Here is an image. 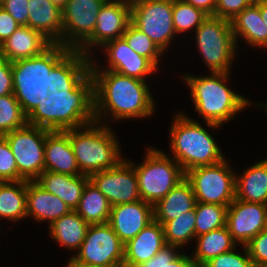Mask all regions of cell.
Returning <instances> with one entry per match:
<instances>
[{"mask_svg":"<svg viewBox=\"0 0 267 267\" xmlns=\"http://www.w3.org/2000/svg\"><path fill=\"white\" fill-rule=\"evenodd\" d=\"M231 26L236 44L239 37H242L248 45L267 49L266 25L260 14L259 2L246 7L233 18Z\"/></svg>","mask_w":267,"mask_h":267,"instance_id":"4316f807","label":"cell"},{"mask_svg":"<svg viewBox=\"0 0 267 267\" xmlns=\"http://www.w3.org/2000/svg\"><path fill=\"white\" fill-rule=\"evenodd\" d=\"M124 245L109 223L91 224L80 249L71 257L90 265L123 267Z\"/></svg>","mask_w":267,"mask_h":267,"instance_id":"7c38bea8","label":"cell"},{"mask_svg":"<svg viewBox=\"0 0 267 267\" xmlns=\"http://www.w3.org/2000/svg\"><path fill=\"white\" fill-rule=\"evenodd\" d=\"M138 267H164V247L153 258Z\"/></svg>","mask_w":267,"mask_h":267,"instance_id":"bcb514c9","label":"cell"},{"mask_svg":"<svg viewBox=\"0 0 267 267\" xmlns=\"http://www.w3.org/2000/svg\"><path fill=\"white\" fill-rule=\"evenodd\" d=\"M131 22V0H106L97 16L92 36L78 49L88 57L91 47L122 37ZM98 45V46H97Z\"/></svg>","mask_w":267,"mask_h":267,"instance_id":"9a60e30c","label":"cell"},{"mask_svg":"<svg viewBox=\"0 0 267 267\" xmlns=\"http://www.w3.org/2000/svg\"><path fill=\"white\" fill-rule=\"evenodd\" d=\"M92 183L107 198L111 207L141 200L133 165L123 159L116 167L92 174Z\"/></svg>","mask_w":267,"mask_h":267,"instance_id":"5bb4252c","label":"cell"},{"mask_svg":"<svg viewBox=\"0 0 267 267\" xmlns=\"http://www.w3.org/2000/svg\"><path fill=\"white\" fill-rule=\"evenodd\" d=\"M91 60L71 50L44 78L43 102L27 116V124L65 131L95 122Z\"/></svg>","mask_w":267,"mask_h":267,"instance_id":"6da1fadb","label":"cell"},{"mask_svg":"<svg viewBox=\"0 0 267 267\" xmlns=\"http://www.w3.org/2000/svg\"><path fill=\"white\" fill-rule=\"evenodd\" d=\"M106 51L107 69L113 72L146 81V76L158 71L157 67L148 59L135 51L127 44L123 37L105 43L102 47Z\"/></svg>","mask_w":267,"mask_h":267,"instance_id":"e0dca14e","label":"cell"},{"mask_svg":"<svg viewBox=\"0 0 267 267\" xmlns=\"http://www.w3.org/2000/svg\"><path fill=\"white\" fill-rule=\"evenodd\" d=\"M197 48L210 73H228L236 56L231 21L208 16L195 30Z\"/></svg>","mask_w":267,"mask_h":267,"instance_id":"ba28073f","label":"cell"},{"mask_svg":"<svg viewBox=\"0 0 267 267\" xmlns=\"http://www.w3.org/2000/svg\"><path fill=\"white\" fill-rule=\"evenodd\" d=\"M13 94V75L11 62L0 54V97Z\"/></svg>","mask_w":267,"mask_h":267,"instance_id":"7bdbcfd3","label":"cell"},{"mask_svg":"<svg viewBox=\"0 0 267 267\" xmlns=\"http://www.w3.org/2000/svg\"><path fill=\"white\" fill-rule=\"evenodd\" d=\"M243 254L232 251L218 255L206 262L202 267H254L248 250L243 245Z\"/></svg>","mask_w":267,"mask_h":267,"instance_id":"74e56055","label":"cell"},{"mask_svg":"<svg viewBox=\"0 0 267 267\" xmlns=\"http://www.w3.org/2000/svg\"><path fill=\"white\" fill-rule=\"evenodd\" d=\"M88 227L89 224L75 210H71L49 225V234L55 242L77 252Z\"/></svg>","mask_w":267,"mask_h":267,"instance_id":"83f0119b","label":"cell"},{"mask_svg":"<svg viewBox=\"0 0 267 267\" xmlns=\"http://www.w3.org/2000/svg\"><path fill=\"white\" fill-rule=\"evenodd\" d=\"M195 219L194 209L183 213L174 220L168 221L163 226L166 244L182 248L181 246L193 240L196 237Z\"/></svg>","mask_w":267,"mask_h":267,"instance_id":"1f68e13d","label":"cell"},{"mask_svg":"<svg viewBox=\"0 0 267 267\" xmlns=\"http://www.w3.org/2000/svg\"><path fill=\"white\" fill-rule=\"evenodd\" d=\"M44 171L82 175L69 141L68 130L47 131L44 149Z\"/></svg>","mask_w":267,"mask_h":267,"instance_id":"ffe728a7","label":"cell"},{"mask_svg":"<svg viewBox=\"0 0 267 267\" xmlns=\"http://www.w3.org/2000/svg\"><path fill=\"white\" fill-rule=\"evenodd\" d=\"M245 246L254 267H267V231L262 230Z\"/></svg>","mask_w":267,"mask_h":267,"instance_id":"f35d334b","label":"cell"},{"mask_svg":"<svg viewBox=\"0 0 267 267\" xmlns=\"http://www.w3.org/2000/svg\"><path fill=\"white\" fill-rule=\"evenodd\" d=\"M173 25L176 34L197 29L198 26L209 16L203 10L183 0H173Z\"/></svg>","mask_w":267,"mask_h":267,"instance_id":"e575fe53","label":"cell"},{"mask_svg":"<svg viewBox=\"0 0 267 267\" xmlns=\"http://www.w3.org/2000/svg\"><path fill=\"white\" fill-rule=\"evenodd\" d=\"M228 206L197 202L195 206L196 237L226 226Z\"/></svg>","mask_w":267,"mask_h":267,"instance_id":"d6a6232c","label":"cell"},{"mask_svg":"<svg viewBox=\"0 0 267 267\" xmlns=\"http://www.w3.org/2000/svg\"><path fill=\"white\" fill-rule=\"evenodd\" d=\"M260 1H267V0H253L254 3L260 2Z\"/></svg>","mask_w":267,"mask_h":267,"instance_id":"f5cc1de1","label":"cell"},{"mask_svg":"<svg viewBox=\"0 0 267 267\" xmlns=\"http://www.w3.org/2000/svg\"><path fill=\"white\" fill-rule=\"evenodd\" d=\"M27 192V217H33L38 221H54L68 214L71 209L56 195L47 192L36 181L26 180Z\"/></svg>","mask_w":267,"mask_h":267,"instance_id":"7402d4cb","label":"cell"},{"mask_svg":"<svg viewBox=\"0 0 267 267\" xmlns=\"http://www.w3.org/2000/svg\"><path fill=\"white\" fill-rule=\"evenodd\" d=\"M106 0H68L62 9V46L78 50L93 34Z\"/></svg>","mask_w":267,"mask_h":267,"instance_id":"4fadbf2b","label":"cell"},{"mask_svg":"<svg viewBox=\"0 0 267 267\" xmlns=\"http://www.w3.org/2000/svg\"><path fill=\"white\" fill-rule=\"evenodd\" d=\"M47 129L26 124L3 135L15 157L18 173L35 181L44 172V149Z\"/></svg>","mask_w":267,"mask_h":267,"instance_id":"8fae6325","label":"cell"},{"mask_svg":"<svg viewBox=\"0 0 267 267\" xmlns=\"http://www.w3.org/2000/svg\"><path fill=\"white\" fill-rule=\"evenodd\" d=\"M236 176L235 198L267 204V158Z\"/></svg>","mask_w":267,"mask_h":267,"instance_id":"484cf974","label":"cell"},{"mask_svg":"<svg viewBox=\"0 0 267 267\" xmlns=\"http://www.w3.org/2000/svg\"><path fill=\"white\" fill-rule=\"evenodd\" d=\"M89 180V176L86 175L73 176L44 171L35 181L47 192L64 201L71 210H76Z\"/></svg>","mask_w":267,"mask_h":267,"instance_id":"d4e9b609","label":"cell"},{"mask_svg":"<svg viewBox=\"0 0 267 267\" xmlns=\"http://www.w3.org/2000/svg\"><path fill=\"white\" fill-rule=\"evenodd\" d=\"M70 51L52 43L37 56L11 62L13 94L26 116L43 102L44 78Z\"/></svg>","mask_w":267,"mask_h":267,"instance_id":"8992f818","label":"cell"},{"mask_svg":"<svg viewBox=\"0 0 267 267\" xmlns=\"http://www.w3.org/2000/svg\"><path fill=\"white\" fill-rule=\"evenodd\" d=\"M196 203L193 188L185 178L153 205L154 220L164 226L168 221L194 210Z\"/></svg>","mask_w":267,"mask_h":267,"instance_id":"cb8c5ba5","label":"cell"},{"mask_svg":"<svg viewBox=\"0 0 267 267\" xmlns=\"http://www.w3.org/2000/svg\"><path fill=\"white\" fill-rule=\"evenodd\" d=\"M236 175L226 158L217 164L198 166L185 172L197 202L225 206L235 199Z\"/></svg>","mask_w":267,"mask_h":267,"instance_id":"9c48e42d","label":"cell"},{"mask_svg":"<svg viewBox=\"0 0 267 267\" xmlns=\"http://www.w3.org/2000/svg\"><path fill=\"white\" fill-rule=\"evenodd\" d=\"M25 180L19 173L15 157L4 136H0V182Z\"/></svg>","mask_w":267,"mask_h":267,"instance_id":"8d00e7d4","label":"cell"},{"mask_svg":"<svg viewBox=\"0 0 267 267\" xmlns=\"http://www.w3.org/2000/svg\"><path fill=\"white\" fill-rule=\"evenodd\" d=\"M228 73H212L208 76H182L190 88L195 110L204 118L209 128L217 129L230 121L239 111L251 103L246 97L238 95L228 88Z\"/></svg>","mask_w":267,"mask_h":267,"instance_id":"3957f363","label":"cell"},{"mask_svg":"<svg viewBox=\"0 0 267 267\" xmlns=\"http://www.w3.org/2000/svg\"><path fill=\"white\" fill-rule=\"evenodd\" d=\"M26 180L0 182V218L13 222L27 218Z\"/></svg>","mask_w":267,"mask_h":267,"instance_id":"f546056e","label":"cell"},{"mask_svg":"<svg viewBox=\"0 0 267 267\" xmlns=\"http://www.w3.org/2000/svg\"><path fill=\"white\" fill-rule=\"evenodd\" d=\"M0 6L20 25H27L28 0H1Z\"/></svg>","mask_w":267,"mask_h":267,"instance_id":"b9f144b4","label":"cell"},{"mask_svg":"<svg viewBox=\"0 0 267 267\" xmlns=\"http://www.w3.org/2000/svg\"><path fill=\"white\" fill-rule=\"evenodd\" d=\"M253 3V0H217L214 16L231 21Z\"/></svg>","mask_w":267,"mask_h":267,"instance_id":"ab89813d","label":"cell"},{"mask_svg":"<svg viewBox=\"0 0 267 267\" xmlns=\"http://www.w3.org/2000/svg\"><path fill=\"white\" fill-rule=\"evenodd\" d=\"M94 62L91 60L90 73L94 81L96 122L105 121V116L109 115L117 121L146 118L153 114L155 101L146 81L102 70Z\"/></svg>","mask_w":267,"mask_h":267,"instance_id":"7a4b0ae2","label":"cell"},{"mask_svg":"<svg viewBox=\"0 0 267 267\" xmlns=\"http://www.w3.org/2000/svg\"><path fill=\"white\" fill-rule=\"evenodd\" d=\"M102 123L95 121L68 130L69 141L82 175L90 177L94 173L114 168L124 159L119 152L120 144L115 133L110 126Z\"/></svg>","mask_w":267,"mask_h":267,"instance_id":"277c9868","label":"cell"},{"mask_svg":"<svg viewBox=\"0 0 267 267\" xmlns=\"http://www.w3.org/2000/svg\"><path fill=\"white\" fill-rule=\"evenodd\" d=\"M195 8L203 10L209 16H214L217 0H183Z\"/></svg>","mask_w":267,"mask_h":267,"instance_id":"f6af8a7d","label":"cell"},{"mask_svg":"<svg viewBox=\"0 0 267 267\" xmlns=\"http://www.w3.org/2000/svg\"><path fill=\"white\" fill-rule=\"evenodd\" d=\"M172 10L173 0H131V22L163 53L176 35Z\"/></svg>","mask_w":267,"mask_h":267,"instance_id":"30bf717a","label":"cell"},{"mask_svg":"<svg viewBox=\"0 0 267 267\" xmlns=\"http://www.w3.org/2000/svg\"><path fill=\"white\" fill-rule=\"evenodd\" d=\"M259 9L261 17L266 25V33H267V1H260L259 2Z\"/></svg>","mask_w":267,"mask_h":267,"instance_id":"7dc6e473","label":"cell"},{"mask_svg":"<svg viewBox=\"0 0 267 267\" xmlns=\"http://www.w3.org/2000/svg\"><path fill=\"white\" fill-rule=\"evenodd\" d=\"M153 221V205L138 200L112 206L108 223L126 244Z\"/></svg>","mask_w":267,"mask_h":267,"instance_id":"ac0fdd59","label":"cell"},{"mask_svg":"<svg viewBox=\"0 0 267 267\" xmlns=\"http://www.w3.org/2000/svg\"><path fill=\"white\" fill-rule=\"evenodd\" d=\"M144 161L139 165L130 162L138 179L141 200L155 205L176 185L185 179L182 167L158 148L146 149Z\"/></svg>","mask_w":267,"mask_h":267,"instance_id":"52a82bcc","label":"cell"},{"mask_svg":"<svg viewBox=\"0 0 267 267\" xmlns=\"http://www.w3.org/2000/svg\"><path fill=\"white\" fill-rule=\"evenodd\" d=\"M170 128V148L173 159L184 172L206 165H214L225 157L214 138L197 121L177 113Z\"/></svg>","mask_w":267,"mask_h":267,"instance_id":"5b68a950","label":"cell"},{"mask_svg":"<svg viewBox=\"0 0 267 267\" xmlns=\"http://www.w3.org/2000/svg\"><path fill=\"white\" fill-rule=\"evenodd\" d=\"M20 26L15 19L0 6V45Z\"/></svg>","mask_w":267,"mask_h":267,"instance_id":"ee69618b","label":"cell"},{"mask_svg":"<svg viewBox=\"0 0 267 267\" xmlns=\"http://www.w3.org/2000/svg\"><path fill=\"white\" fill-rule=\"evenodd\" d=\"M257 107H261V108L263 107V108H265V110L267 111V104H266V105H264V104H263V105H262V104H261V105H260V104H258V106H257Z\"/></svg>","mask_w":267,"mask_h":267,"instance_id":"816d5d0a","label":"cell"},{"mask_svg":"<svg viewBox=\"0 0 267 267\" xmlns=\"http://www.w3.org/2000/svg\"><path fill=\"white\" fill-rule=\"evenodd\" d=\"M52 4L59 7L61 10L65 7L68 0H49Z\"/></svg>","mask_w":267,"mask_h":267,"instance_id":"681fc988","label":"cell"},{"mask_svg":"<svg viewBox=\"0 0 267 267\" xmlns=\"http://www.w3.org/2000/svg\"><path fill=\"white\" fill-rule=\"evenodd\" d=\"M122 37L130 48L139 55L148 58L157 68H159V58L164 54L140 29L132 22L129 23Z\"/></svg>","mask_w":267,"mask_h":267,"instance_id":"d590c367","label":"cell"},{"mask_svg":"<svg viewBox=\"0 0 267 267\" xmlns=\"http://www.w3.org/2000/svg\"><path fill=\"white\" fill-rule=\"evenodd\" d=\"M166 245L164 228L154 220L124 245L123 267H138Z\"/></svg>","mask_w":267,"mask_h":267,"instance_id":"d6986e66","label":"cell"},{"mask_svg":"<svg viewBox=\"0 0 267 267\" xmlns=\"http://www.w3.org/2000/svg\"><path fill=\"white\" fill-rule=\"evenodd\" d=\"M27 26L62 45V10L49 0H28Z\"/></svg>","mask_w":267,"mask_h":267,"instance_id":"603a6c76","label":"cell"},{"mask_svg":"<svg viewBox=\"0 0 267 267\" xmlns=\"http://www.w3.org/2000/svg\"><path fill=\"white\" fill-rule=\"evenodd\" d=\"M265 231H267V212H266V216H265V223H264V229Z\"/></svg>","mask_w":267,"mask_h":267,"instance_id":"f907efd6","label":"cell"},{"mask_svg":"<svg viewBox=\"0 0 267 267\" xmlns=\"http://www.w3.org/2000/svg\"><path fill=\"white\" fill-rule=\"evenodd\" d=\"M89 225L109 222L111 205L107 198L89 180L75 210Z\"/></svg>","mask_w":267,"mask_h":267,"instance_id":"4dcf8cb0","label":"cell"},{"mask_svg":"<svg viewBox=\"0 0 267 267\" xmlns=\"http://www.w3.org/2000/svg\"><path fill=\"white\" fill-rule=\"evenodd\" d=\"M66 267H102L97 265H90L85 263L76 262L72 257L69 259Z\"/></svg>","mask_w":267,"mask_h":267,"instance_id":"c3c4849f","label":"cell"},{"mask_svg":"<svg viewBox=\"0 0 267 267\" xmlns=\"http://www.w3.org/2000/svg\"><path fill=\"white\" fill-rule=\"evenodd\" d=\"M27 124V116L14 94L0 97V136Z\"/></svg>","mask_w":267,"mask_h":267,"instance_id":"836d02e7","label":"cell"},{"mask_svg":"<svg viewBox=\"0 0 267 267\" xmlns=\"http://www.w3.org/2000/svg\"><path fill=\"white\" fill-rule=\"evenodd\" d=\"M176 249V246H164V267H197L192 257L176 252Z\"/></svg>","mask_w":267,"mask_h":267,"instance_id":"60d3db41","label":"cell"},{"mask_svg":"<svg viewBox=\"0 0 267 267\" xmlns=\"http://www.w3.org/2000/svg\"><path fill=\"white\" fill-rule=\"evenodd\" d=\"M52 42L41 32L27 25H20L15 32L0 45V54L9 62L32 58L46 50Z\"/></svg>","mask_w":267,"mask_h":267,"instance_id":"44dd1931","label":"cell"},{"mask_svg":"<svg viewBox=\"0 0 267 267\" xmlns=\"http://www.w3.org/2000/svg\"><path fill=\"white\" fill-rule=\"evenodd\" d=\"M267 204L234 199L227 208L226 227L233 240L246 245L263 229Z\"/></svg>","mask_w":267,"mask_h":267,"instance_id":"2e32d148","label":"cell"},{"mask_svg":"<svg viewBox=\"0 0 267 267\" xmlns=\"http://www.w3.org/2000/svg\"><path fill=\"white\" fill-rule=\"evenodd\" d=\"M195 239L197 240V245L191 257L197 267H202L212 258L232 251L238 246L226 226L197 236Z\"/></svg>","mask_w":267,"mask_h":267,"instance_id":"f1b7e54d","label":"cell"}]
</instances>
